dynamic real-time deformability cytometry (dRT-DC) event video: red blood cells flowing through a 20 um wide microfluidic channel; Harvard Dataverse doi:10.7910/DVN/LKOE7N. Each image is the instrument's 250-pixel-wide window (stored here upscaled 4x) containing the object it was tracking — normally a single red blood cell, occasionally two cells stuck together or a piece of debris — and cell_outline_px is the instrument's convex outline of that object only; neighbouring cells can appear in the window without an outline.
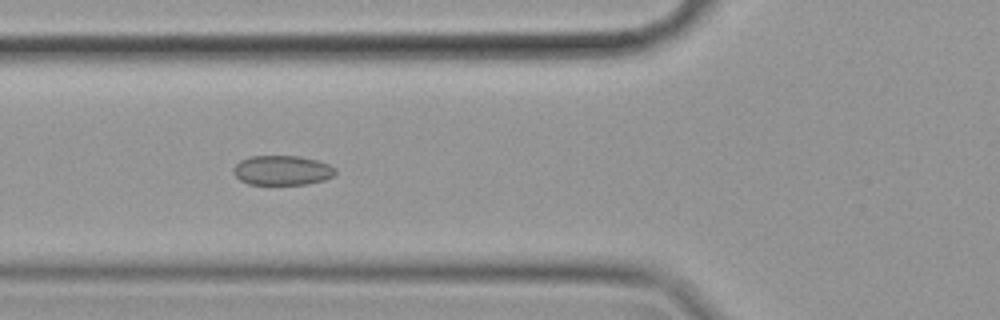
{"species": "common noctule bat (a hibernating species)", "species_latin": "Nyctalus noctula", "temperature_condition": "cold", "stored_images_in_passage": 29, "camera_frame_rate_fps": 3000, "um_per_image_px": 0.085, "animal": {"sex": "female", "body_mass_g": 19.9}, "frame": {"image": 1, "passage_image": 9, "time_ms": 2.667, "image_size_px": [1000, 320], "cell_outline_px": [[336, 172], [332, 176], [324, 180], [308, 184], [248, 184], [240, 180], [232, 172], [232, 168], [240, 160], [252, 156], [300, 156], [316, 160], [328, 164], [336, 168]], "centroid_in_image_um": [23.97, 14.48], "position_along_channel_um": 101.8, "area_um2": 17.63}}
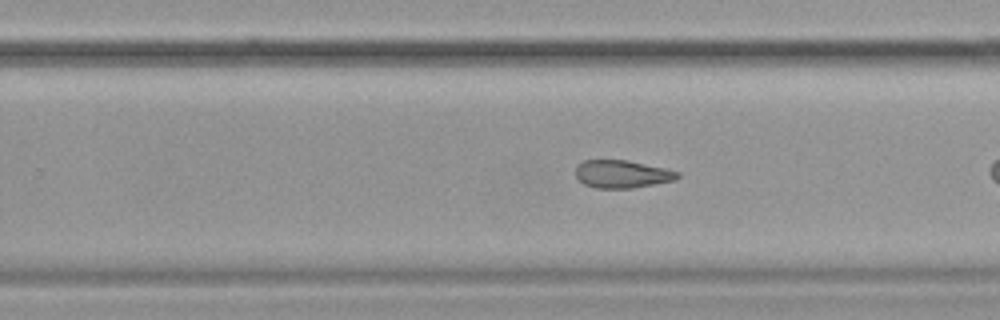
{"frame": {"image": 2, "passage_image": 21, "time_ms": 6.667, "image_size_px": [1000, 320], "cell_outline_px": [[680, 176], [676, 180], [632, 188], [596, 188], [584, 184], [576, 176], [576, 168], [584, 160], [628, 160], [664, 168], [680, 172]], "centroid_in_image_um": [52.9, 14.8], "position_along_channel_um": 276.9, "area_um2": 16.42}}
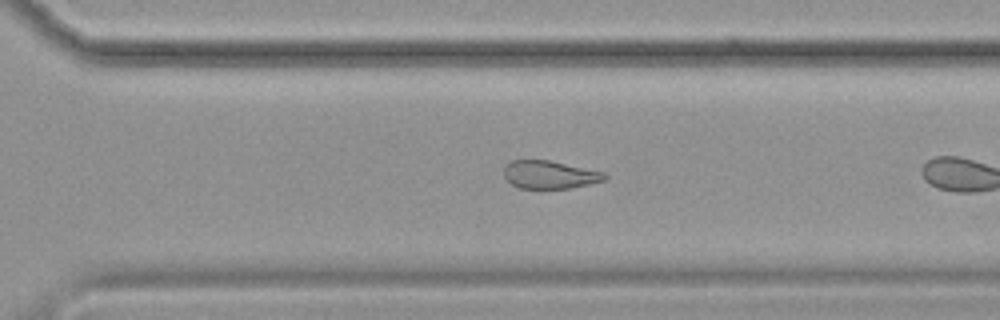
{"frame": {"image": 3, "passage_image": 25, "time_ms": 8.0, "image_size_px": [1000, 320], "cell_outline_px": [[608, 176], [604, 180], [572, 188], [520, 188], [512, 184], [504, 176], [504, 164], [512, 160], [548, 160], [604, 172]], "centroid_in_image_um": [46.7, 14.84], "position_along_channel_um": 323.9, "area_um2": 16.3}}